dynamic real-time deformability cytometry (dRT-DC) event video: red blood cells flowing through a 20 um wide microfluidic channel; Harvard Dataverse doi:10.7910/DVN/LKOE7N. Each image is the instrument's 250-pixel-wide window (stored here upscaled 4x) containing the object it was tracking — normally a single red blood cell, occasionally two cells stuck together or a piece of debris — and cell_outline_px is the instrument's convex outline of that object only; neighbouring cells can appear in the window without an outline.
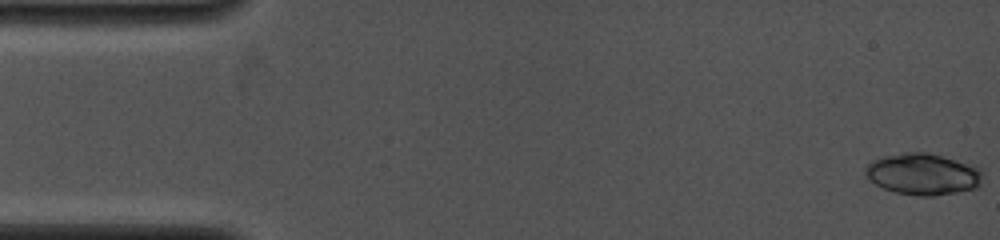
{"species": "common noctule bat (a hibernating species)", "species_latin": "Nyctalus noctula", "temperature_condition": "cold", "stored_images_in_passage": 17, "camera_frame_rate_fps": 4000, "um_per_image_px": 0.085, "animal": {"sex": "female", "body_mass_g": 19.0, "forearm_length_mm": 53.3}, "frame": {"image": 1, "passage_image": 1, "time_ms": 0.0, "image_size_px": [1000, 240], "cell_outline_px": [[984, 172], [980, 184], [976, 188], [956, 192], [932, 196], [920, 196], [896, 192], [884, 188], [876, 184], [864, 172], [864, 168], [872, 160], [884, 156], [904, 152], [924, 152], [976, 164]], "centroid_in_image_um": [78.5, 14.79], "position_along_channel_um": 6.5, "area_um2": 28.44}}
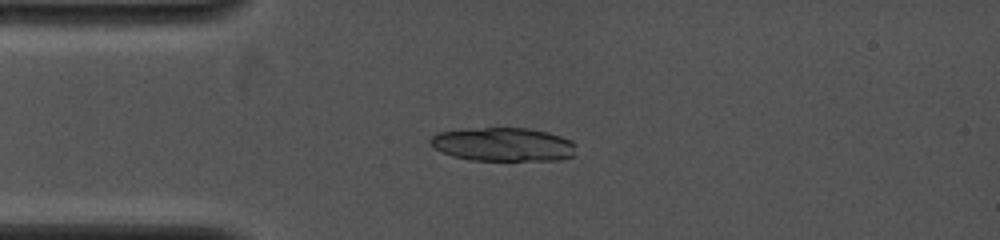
{"frame": {"image": 2, "passage_image": 15, "time_ms": 3.5, "image_size_px": [1000, 240], "cell_outline_px": [[576, 144], [572, 156], [560, 160], [472, 160], [452, 156], [440, 152], [428, 144], [428, 140], [436, 132], [468, 128], [528, 128], [548, 132], [572, 140]], "centroid_in_image_um": [42.72, 12.27], "position_along_channel_um": 42.3, "area_um2": 28.9}}